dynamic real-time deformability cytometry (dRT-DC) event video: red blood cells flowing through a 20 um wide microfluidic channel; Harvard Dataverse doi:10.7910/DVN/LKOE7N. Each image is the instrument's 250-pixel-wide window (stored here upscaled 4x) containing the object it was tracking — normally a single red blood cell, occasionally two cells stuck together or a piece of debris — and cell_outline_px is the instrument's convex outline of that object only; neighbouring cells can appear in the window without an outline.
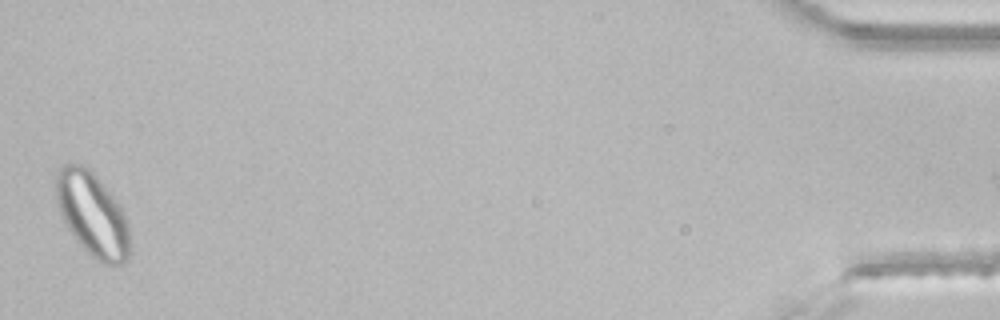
{"species": "common noctule bat (a hibernating species)", "species_latin": "Nyctalus noctula", "temperature_condition": "room temperature", "stored_images_in_passage": 35, "segment_of_instrument_passage": [2, 2], "camera_frame_rate_fps": 3000, "um_per_image_px": 0.085, "animal": {"sex": "male", "body_mass_g": 21.5, "forearm_length_mm": 52.0}, "frame": {"image": 1, "passage_image": 35, "time_ms": 11.333, "image_size_px": [1000, 320], "cell_outline_px": [[128, 260], [124, 264], [104, 264], [96, 260], [76, 240], [68, 228], [60, 212], [56, 200], [56, 172], [64, 164], [84, 164], [96, 176], [116, 200], [124, 212], [128, 224]], "centroid_in_image_um": [7.84, 18.21], "position_along_channel_um": 427.4, "area_um2": 35.66}}